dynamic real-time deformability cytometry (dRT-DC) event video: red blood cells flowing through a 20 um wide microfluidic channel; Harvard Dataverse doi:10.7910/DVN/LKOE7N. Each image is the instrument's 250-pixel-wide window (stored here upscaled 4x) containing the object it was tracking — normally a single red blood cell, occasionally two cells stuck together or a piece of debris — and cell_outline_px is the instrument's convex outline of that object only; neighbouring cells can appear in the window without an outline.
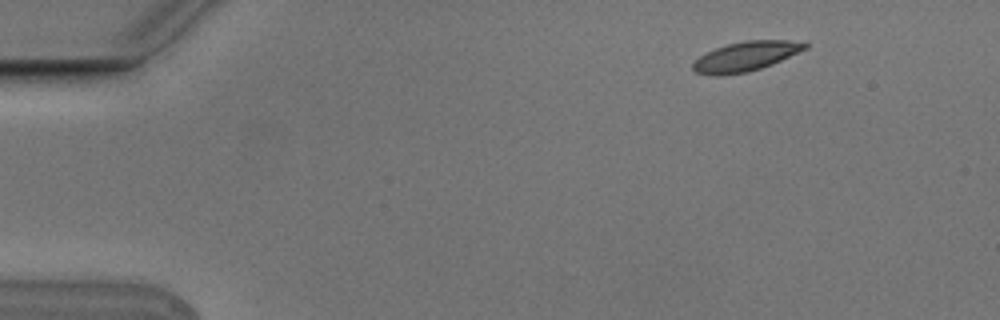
{"species": "Egyptian fruit bat (a non-hibernating species)", "species_latin": "Rousettus aegyptiacus", "temperature_condition": "cold", "stored_images_in_passage": 8, "camera_frame_rate_fps": 3000, "um_per_image_px": 0.085, "animal": {"sex": "male"}, "frame": {"image": 1, "passage_image": 1, "time_ms": 0.0, "image_size_px": [1000, 320], "cell_outline_px": [[808, 48], [772, 64], [748, 72], [720, 76], [716, 76], [696, 72], [692, 68], [692, 60], [716, 48], [728, 44], [744, 40], [788, 40], [808, 44]], "centroid_in_image_um": [63.36, 4.8], "position_along_channel_um": 21.6, "area_um2": 19.25}}
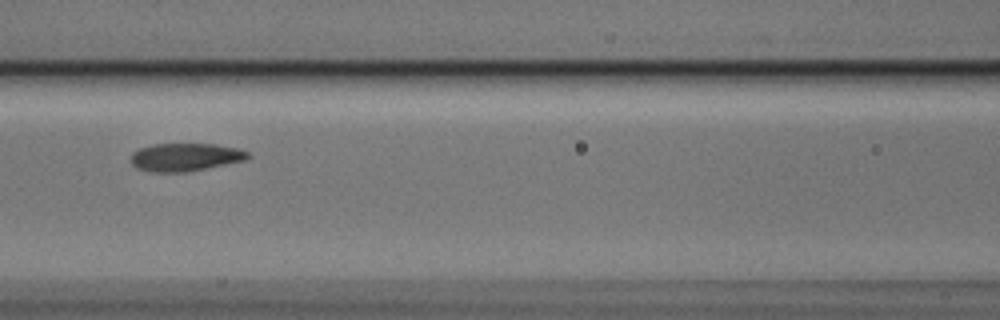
{"frame": {"image": 2, "passage_image": 6, "time_ms": 1.667, "image_size_px": [1000, 320], "cell_outline_px": [[252, 156], [244, 160], [184, 172], [152, 172], [136, 168], [132, 164], [132, 152], [140, 148], [152, 144], [216, 144], [240, 148], [248, 152]], "centroid_in_image_um": [15.75, 13.34], "position_along_channel_um": 150.9, "area_um2": 18.96}}
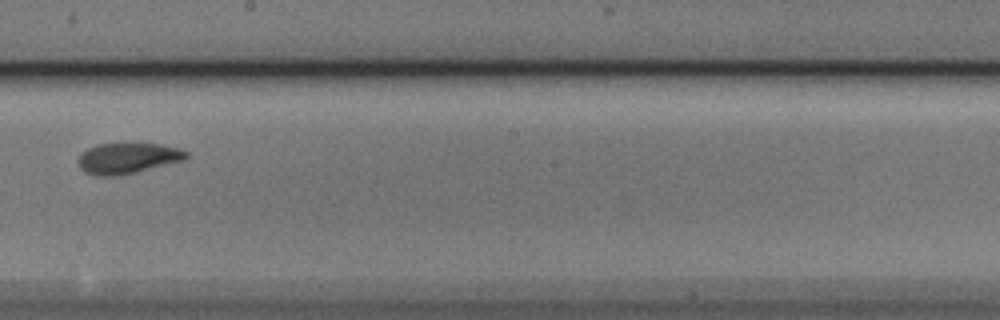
{"frame": {"image": 3, "passage_image": 8, "time_ms": 2.333, "image_size_px": [1000, 320], "cell_outline_px": [[188, 156], [184, 160], [136, 172], [116, 176], [92, 176], [84, 172], [80, 168], [76, 160], [88, 148], [96, 144], [128, 140], [132, 140], [160, 144], [180, 148], [188, 152]], "centroid_in_image_um": [10.83, 13.4], "position_along_channel_um": 237.4, "area_um2": 20.35}}